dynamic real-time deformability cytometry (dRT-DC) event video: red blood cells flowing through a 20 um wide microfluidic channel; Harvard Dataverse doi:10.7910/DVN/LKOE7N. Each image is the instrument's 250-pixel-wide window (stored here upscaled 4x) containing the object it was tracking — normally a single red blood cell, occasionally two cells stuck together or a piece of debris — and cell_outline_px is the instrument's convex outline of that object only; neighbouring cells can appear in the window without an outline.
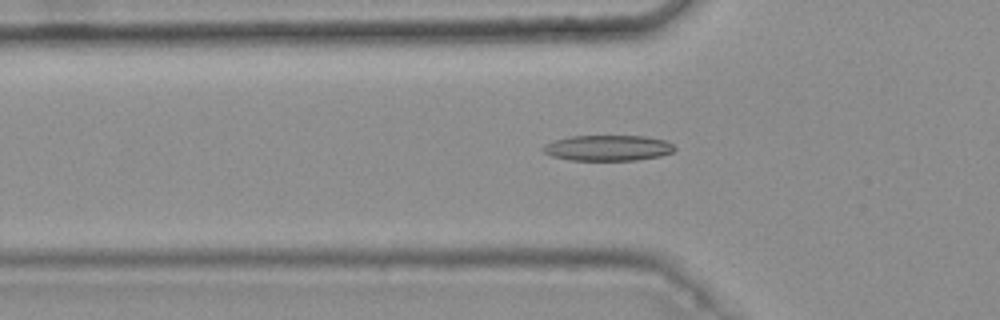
{"species": "common noctule bat (a hibernating species)", "species_latin": "Nyctalus noctula", "temperature_condition": "warm", "stored_images_in_passage": 47, "camera_frame_rate_fps": 3000, "um_per_image_px": 0.085, "animal": {"sex": "female", "body_mass_g": 25.1}, "frame": {"image": 1, "passage_image": 17, "time_ms": 5.333, "image_size_px": [1000, 320], "cell_outline_px": [[676, 148], [672, 152], [660, 156], [636, 160], [568, 160], [552, 156], [544, 152], [540, 148], [544, 144], [568, 136], [644, 136], [664, 140], [672, 144]], "centroid_in_image_um": [51.64, 12.57], "position_along_channel_um": 74.2, "area_um2": 19.65}}
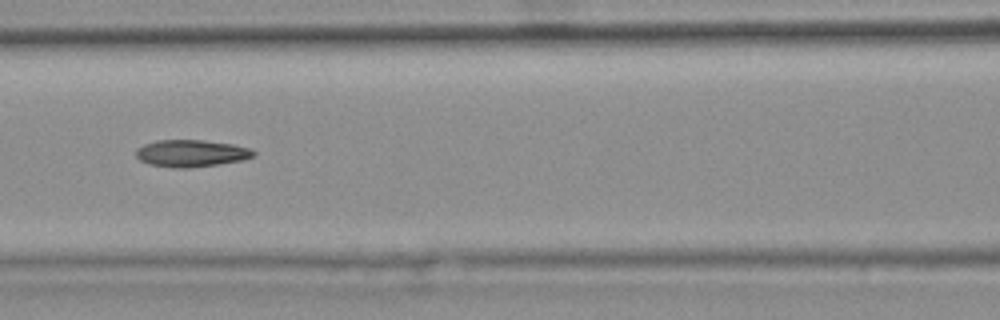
{"frame": {"image": 2, "passage_image": 23, "time_ms": 7.333, "image_size_px": [1000, 320], "cell_outline_px": [[256, 152], [252, 156], [244, 160], [188, 168], [176, 168], [148, 164], [140, 160], [136, 156], [136, 148], [144, 144], [156, 140], [200, 140], [232, 144], [252, 148]], "centroid_in_image_um": [16.24, 13.03], "position_along_channel_um": 150.4, "area_um2": 18.5}}
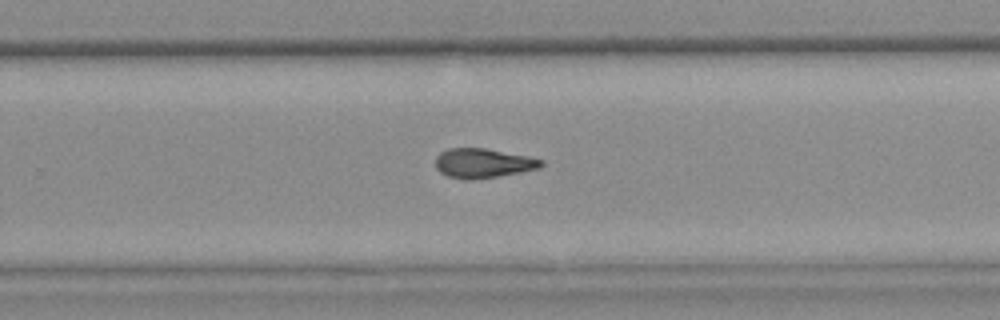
{"frame": {"image": 3, "passage_image": 34, "time_ms": 11.0, "image_size_px": [1000, 320], "cell_outline_px": [[544, 164], [540, 168], [500, 176], [472, 180], [468, 180], [448, 176], [440, 172], [436, 168], [436, 156], [440, 152], [448, 148], [484, 148], [528, 156], [544, 160]], "centroid_in_image_um": [41.06, 13.87], "position_along_channel_um": 288.7, "area_um2": 18.21}, "authors_computed_cell_mechanics": {"area_um2": 18.6116, "velocity_mm_per_s": 3.785, "shape_relaxation_time_tau1_ms": null, "shape_relaxation_time_tau2_ms": 4.9075, "deformation_change_tau1": null, "deformation_change_tau2": 0.1495}}